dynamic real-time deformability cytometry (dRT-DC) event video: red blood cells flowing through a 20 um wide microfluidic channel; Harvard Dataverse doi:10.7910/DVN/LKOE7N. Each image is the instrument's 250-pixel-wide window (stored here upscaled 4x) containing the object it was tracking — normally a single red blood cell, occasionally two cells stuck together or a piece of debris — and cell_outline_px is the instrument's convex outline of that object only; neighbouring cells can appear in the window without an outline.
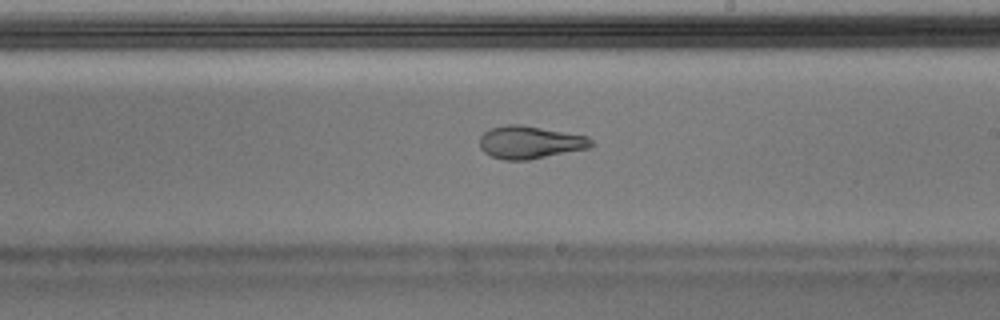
{"species": "Egyptian fruit bat (a non-hibernating species)", "species_latin": "Rousettus aegyptiacus", "temperature_condition": "warm", "stored_images_in_passage": 39, "segment_of_instrument_passage": [1, 2], "camera_frame_rate_fps": 3000, "um_per_image_px": 0.085, "animal": {"sex": "male"}, "frame": {"image": 1, "passage_image": 17, "time_ms": 5.333, "image_size_px": [1000, 320], "cell_outline_px": [[596, 144], [588, 148], [528, 160], [504, 160], [492, 156], [484, 152], [480, 148], [480, 136], [488, 128], [508, 124], [520, 124], [588, 136]], "centroid_in_image_um": [45.04, 12.09], "position_along_channel_um": 244.0, "area_um2": 21.33}}
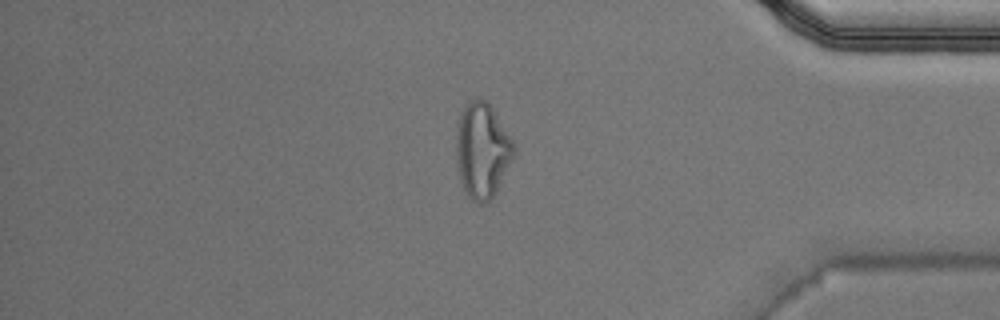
{"frame": {"image": 2, "passage_image": 30, "time_ms": 9.667, "image_size_px": [1000, 320], "cell_outline_px": [[516, 152], [496, 192], [484, 204], [480, 204], [472, 200], [468, 196], [460, 180], [456, 156], [456, 136], [460, 116], [464, 108], [472, 100], [484, 100], [492, 108], [516, 144]], "centroid_in_image_um": [41.01, 12.82], "position_along_channel_um": 394.2, "area_um2": 31.62}}
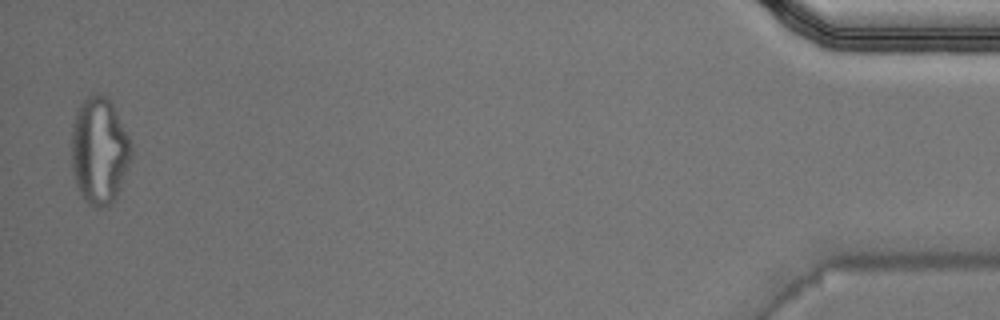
{"frame": {"image": 3, "passage_image": 37, "time_ms": 12.0, "image_size_px": [1000, 320], "cell_outline_px": [[132, 160], [116, 196], [108, 204], [100, 208], [96, 208], [88, 204], [84, 200], [76, 184], [72, 172], [72, 124], [76, 108], [92, 92], [96, 92], [104, 96], [112, 104], [132, 144]], "centroid_in_image_um": [8.43, 12.8], "position_along_channel_um": 426.8, "area_um2": 37.34}}